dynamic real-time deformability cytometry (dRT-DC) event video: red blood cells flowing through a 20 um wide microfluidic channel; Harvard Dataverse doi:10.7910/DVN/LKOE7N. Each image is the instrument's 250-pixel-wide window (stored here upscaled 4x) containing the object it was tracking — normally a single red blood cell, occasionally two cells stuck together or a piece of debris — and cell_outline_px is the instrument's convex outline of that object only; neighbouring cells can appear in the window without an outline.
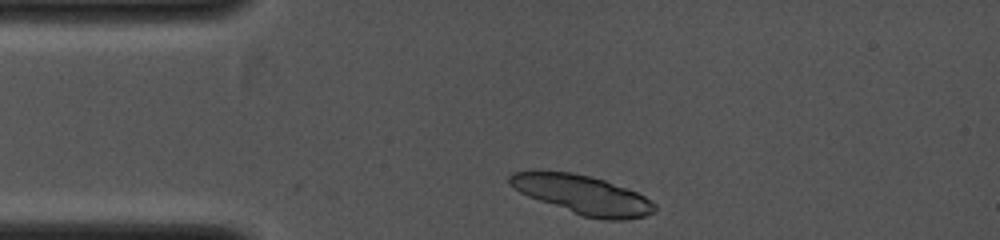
{"species": "common noctule bat (a hibernating species)", "species_latin": "Nyctalus noctula", "temperature_condition": "cold", "stored_images_in_passage": 2, "camera_frame_rate_fps": 4000, "um_per_image_px": 0.085, "animal": {"sex": "female", "body_mass_g": 19.0, "forearm_length_mm": 53.3}, "frame": {"image": 1, "passage_image": 2, "time_ms": 0.25, "image_size_px": [1000, 240], "cell_outline_px": [[656, 212], [644, 216], [624, 220], [604, 220], [584, 216], [572, 212], [528, 196], [520, 192], [508, 184], [508, 176], [512, 172], [572, 172], [592, 176], [604, 180], [636, 192], [644, 196], [656, 204]], "centroid_in_image_um": [49.55, 16.56], "position_along_channel_um": 35.4, "area_um2": 32.54}}